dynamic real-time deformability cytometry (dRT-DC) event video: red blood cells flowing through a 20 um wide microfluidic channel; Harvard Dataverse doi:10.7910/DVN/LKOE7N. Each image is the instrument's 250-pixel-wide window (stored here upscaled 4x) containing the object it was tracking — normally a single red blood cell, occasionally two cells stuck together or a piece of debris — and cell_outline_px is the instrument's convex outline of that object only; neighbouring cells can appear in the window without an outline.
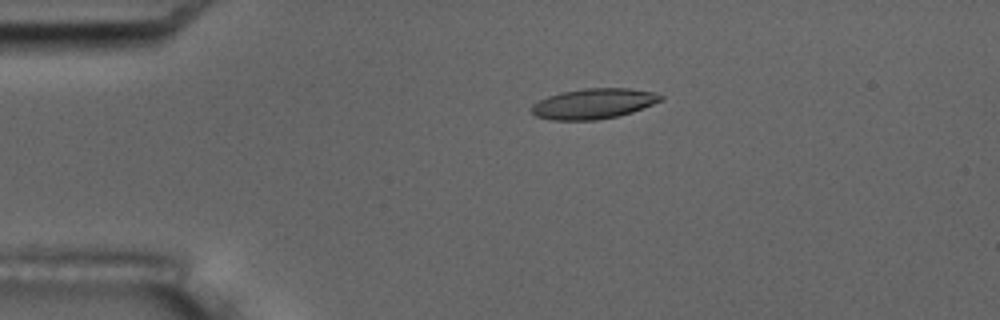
{"species": "common noctule bat (a hibernating species)", "species_latin": "Nyctalus noctula", "temperature_condition": "room temperature", "stored_images_in_passage": 7, "camera_frame_rate_fps": 3000, "um_per_image_px": 0.085, "animal": {"sex": "male", "body_mass_g": 17.5, "forearm_length_mm": 52.3}, "frame": {"image": 1, "passage_image": 4, "time_ms": 3.667, "image_size_px": [1000, 320], "cell_outline_px": [[664, 100], [632, 112], [616, 116], [596, 120], [552, 120], [536, 116], [532, 112], [532, 104], [548, 96], [560, 92], [584, 88], [628, 88], [656, 92], [664, 96]], "centroid_in_image_um": [50.48, 8.8], "position_along_channel_um": 34.5, "area_um2": 22.89}}